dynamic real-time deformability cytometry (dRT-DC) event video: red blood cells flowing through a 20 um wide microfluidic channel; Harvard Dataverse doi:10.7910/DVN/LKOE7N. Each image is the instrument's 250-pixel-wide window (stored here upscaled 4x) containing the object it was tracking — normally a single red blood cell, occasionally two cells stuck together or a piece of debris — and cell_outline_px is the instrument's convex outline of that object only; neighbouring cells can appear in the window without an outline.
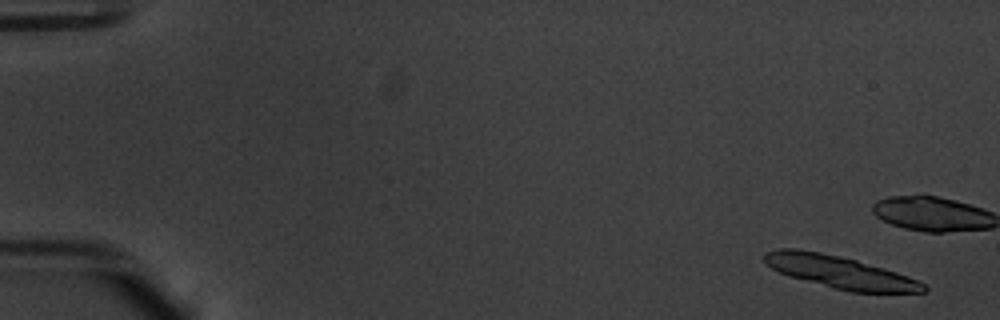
{"species": "common noctule bat (a hibernating species)", "species_latin": "Nyctalus noctula", "temperature_condition": "warm", "stored_images_in_passage": 17, "camera_frame_rate_fps": 3000, "um_per_image_px": 0.085, "animal": {"sex": "male", "body_mass_g": 20.1, "forearm_length_mm": 53.5}, "frame": {"image": 1, "passage_image": 3, "time_ms": 0.667, "image_size_px": [1000, 320], "cell_outline_px": [[928, 288], [924, 292], [848, 292], [788, 276], [772, 268], [764, 260], [764, 252], [780, 248], [796, 248], [820, 252], [856, 260], [884, 268], [896, 272], [916, 280], [924, 284]], "centroid_in_image_um": [71.35, 23.12], "position_along_channel_um": 13.7, "area_um2": 29.77}}